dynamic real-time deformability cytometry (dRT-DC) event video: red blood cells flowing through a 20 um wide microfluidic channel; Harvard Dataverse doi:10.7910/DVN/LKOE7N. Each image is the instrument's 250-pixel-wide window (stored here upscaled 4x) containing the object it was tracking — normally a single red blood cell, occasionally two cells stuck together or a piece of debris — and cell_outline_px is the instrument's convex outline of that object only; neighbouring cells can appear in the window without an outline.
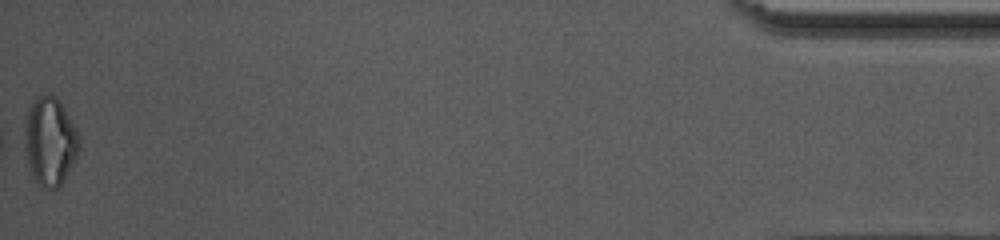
{"species": "common noctule bat (a hibernating species)", "species_latin": "Nyctalus noctula", "temperature_condition": "warm", "stored_images_in_passage": 48, "camera_frame_rate_fps": 3000, "um_per_image_px": 0.085, "animal": {"sex": "female", "body_mass_g": 10.0, "forearm_length_mm": 53.1}, "frame": {"image": 1, "passage_image": 48, "time_ms": 15.667, "image_size_px": [1000, 240], "cell_outline_px": [[80, 148], [60, 188], [48, 192], [32, 176], [28, 168], [24, 148], [24, 120], [28, 108], [32, 100], [40, 96], [56, 96], [64, 108], [80, 140]], "centroid_in_image_um": [4.2, 12.06], "position_along_channel_um": 431.0, "area_um2": 28.26}, "authors_computed_cell_mechanics": {"area_um2": 20.7213, "velocity_mm_per_s": 4.2058, "shape_relaxation_time_tau1_ms": 7.9478, "shape_relaxation_time_tau2_ms": 2.7891, "deformation_change_tau1": 0.1752, "deformation_change_tau2": 0.1058}}